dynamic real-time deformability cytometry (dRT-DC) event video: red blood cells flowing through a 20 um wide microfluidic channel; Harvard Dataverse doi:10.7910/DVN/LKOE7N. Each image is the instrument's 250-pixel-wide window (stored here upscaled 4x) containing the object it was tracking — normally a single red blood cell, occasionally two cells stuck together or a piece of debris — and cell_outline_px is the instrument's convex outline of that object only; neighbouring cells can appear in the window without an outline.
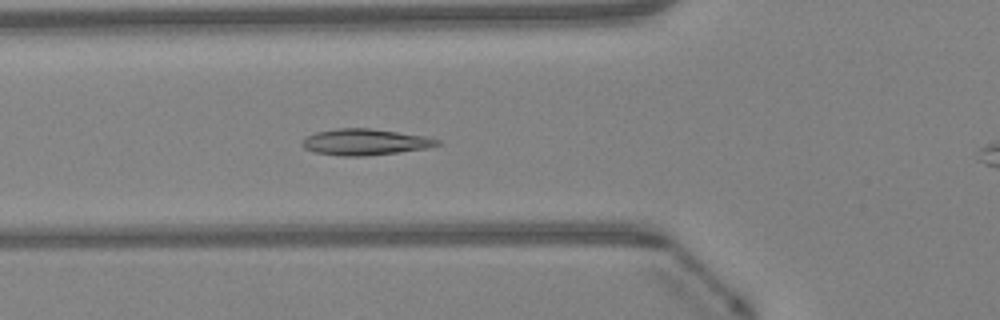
{"species": "Egyptian fruit bat (a non-hibernating species)", "species_latin": "Rousettus aegyptiacus", "temperature_condition": "warm", "stored_images_in_passage": 46, "camera_frame_rate_fps": 3000, "um_per_image_px": 0.085, "animal": {"sex": "female"}, "frame": {"image": 1, "passage_image": 15, "time_ms": 4.667, "image_size_px": [1000, 320], "cell_outline_px": [[440, 144], [428, 148], [400, 152], [368, 156], [340, 156], [316, 152], [304, 148], [300, 144], [304, 136], [316, 132], [340, 128], [368, 128], [428, 136], [440, 140]], "centroid_in_image_um": [31.03, 12.07], "position_along_channel_um": 94.8, "area_um2": 20.81}}
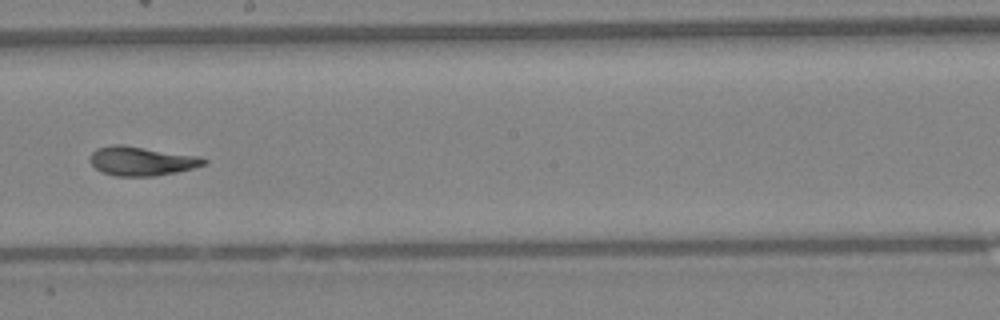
{"frame": {"image": 2, "passage_image": 25, "time_ms": 8.0, "image_size_px": [1000, 320], "cell_outline_px": [[208, 164], [176, 172], [156, 176], [116, 176], [100, 172], [88, 160], [88, 156], [96, 148], [116, 144], [120, 144], [200, 156], [208, 160]], "centroid_in_image_um": [12.02, 13.69], "position_along_channel_um": 236.2, "area_um2": 19.48}}
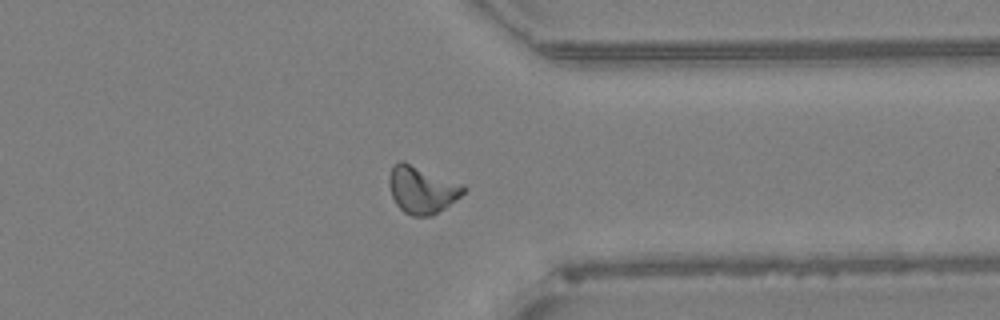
{"frame": {"image": 3, "passage_image": 35, "time_ms": 11.333, "image_size_px": [1000, 320], "cell_outline_px": [[468, 188], [460, 196], [444, 208], [432, 216], [412, 216], [404, 212], [396, 204], [392, 196], [388, 184], [388, 176], [392, 164], [400, 160], [404, 160], [464, 184]], "centroid_in_image_um": [35.84, 16.09], "position_along_channel_um": 375.6, "area_um2": 20.87}, "authors_computed_cell_mechanics": {"area_um2": 19.4786, "velocity_mm_per_s": 4.2623, "shape_relaxation_time_tau1_ms": 4.9675, "shape_relaxation_time_tau2_ms": 1.5126, "deformation_change_tau1": 0.1659, "deformation_change_tau2": 0.0737}}